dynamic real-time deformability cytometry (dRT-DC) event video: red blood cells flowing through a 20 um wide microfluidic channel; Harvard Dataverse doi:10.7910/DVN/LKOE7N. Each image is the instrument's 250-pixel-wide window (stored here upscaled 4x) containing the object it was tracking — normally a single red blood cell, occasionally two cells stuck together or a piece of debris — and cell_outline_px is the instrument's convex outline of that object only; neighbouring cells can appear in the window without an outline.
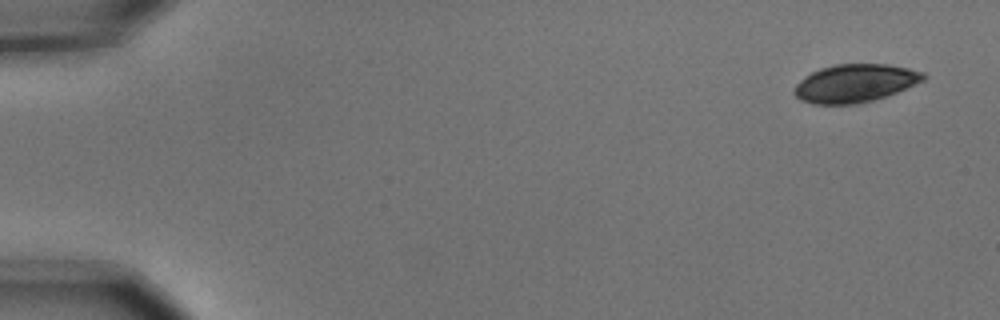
{"species": "common noctule bat (a hibernating species)", "species_latin": "Nyctalus noctula", "temperature_condition": "cold", "stored_images_in_passage": 6, "camera_frame_rate_fps": 3000, "um_per_image_px": 0.085, "animal": {"sex": "male", "body_mass_g": 15.6}, "frame": {"image": 1, "passage_image": 1, "time_ms": 0.0, "image_size_px": [1000, 320], "cell_outline_px": [[928, 76], [924, 80], [896, 92], [872, 100], [852, 104], [816, 104], [800, 100], [792, 92], [792, 88], [804, 76], [820, 68], [836, 64], [888, 64], [908, 68], [924, 72]], "centroid_in_image_um": [72.65, 7.06], "position_along_channel_um": 12.4, "area_um2": 28.55}}